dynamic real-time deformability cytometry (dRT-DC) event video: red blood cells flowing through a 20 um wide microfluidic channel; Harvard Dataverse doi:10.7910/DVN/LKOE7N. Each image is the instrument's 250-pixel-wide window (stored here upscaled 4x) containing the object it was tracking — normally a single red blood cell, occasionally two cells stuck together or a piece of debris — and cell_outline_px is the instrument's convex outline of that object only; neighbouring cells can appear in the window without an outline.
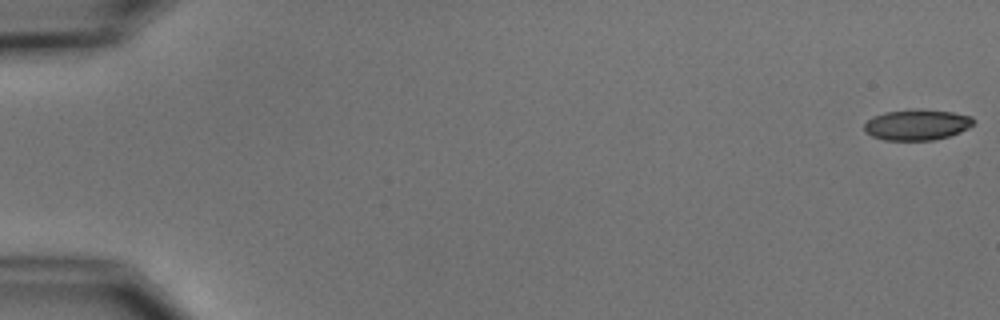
{"species": "common noctule bat (a hibernating species)", "species_latin": "Nyctalus noctula", "temperature_condition": "cold", "stored_images_in_passage": 6, "camera_frame_rate_fps": 3000, "um_per_image_px": 0.085, "animal": {"sex": "male", "body_mass_g": 15.6}, "frame": {"image": 1, "passage_image": 1, "time_ms": 0.0, "image_size_px": [1000, 320], "cell_outline_px": [[972, 124], [968, 128], [960, 132], [948, 136], [932, 140], [884, 140], [872, 136], [864, 132], [864, 124], [872, 116], [884, 112], [912, 108], [920, 108], [952, 112], [972, 116]], "centroid_in_image_um": [77.89, 10.58], "position_along_channel_um": 7.1, "area_um2": 19.77}}